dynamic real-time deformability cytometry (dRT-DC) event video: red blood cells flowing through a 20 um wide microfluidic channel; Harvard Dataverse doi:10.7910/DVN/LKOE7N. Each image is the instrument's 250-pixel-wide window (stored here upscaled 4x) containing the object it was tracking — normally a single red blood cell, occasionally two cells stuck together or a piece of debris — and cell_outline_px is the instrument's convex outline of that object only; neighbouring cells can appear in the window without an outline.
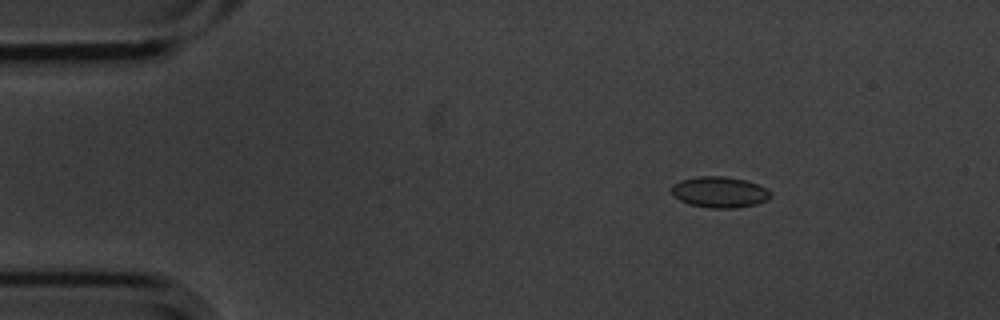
{"species": "common noctule bat (a hibernating species)", "species_latin": "Nyctalus noctula", "temperature_condition": "cold", "stored_images_in_passage": 5, "camera_frame_rate_fps": 3000, "um_per_image_px": 0.085, "animal": {"sex": "male", "body_mass_g": 20.1, "forearm_length_mm": 53.5}, "frame": {"image": 1, "passage_image": 2, "time_ms": 0.333, "image_size_px": [1000, 320], "cell_outline_px": [[772, 196], [768, 200], [756, 204], [736, 208], [712, 208], [688, 204], [680, 200], [672, 192], [672, 184], [680, 180], [696, 176], [724, 176], [744, 180], [768, 188], [772, 192]], "centroid_in_image_um": [61.19, 16.33], "position_along_channel_um": 23.8, "area_um2": 17.98}}
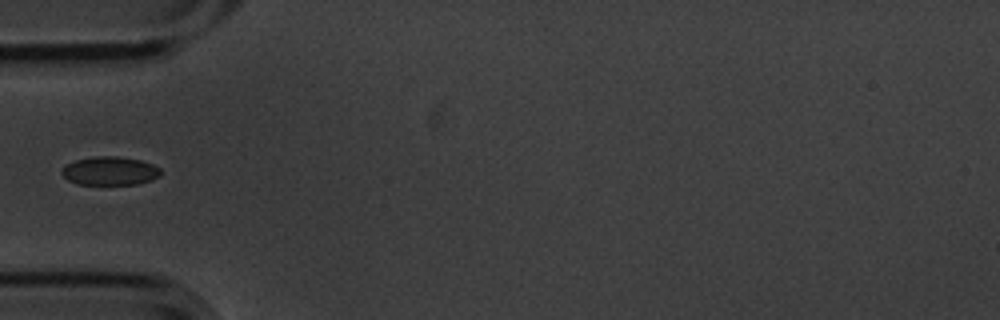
{"frame": {"image": 2, "passage_image": 5, "time_ms": 1.333, "image_size_px": [1000, 320], "cell_outline_px": [[160, 176], [152, 180], [136, 184], [76, 184], [68, 180], [60, 172], [68, 164], [76, 160], [92, 156], [116, 156], [140, 160], [152, 164], [160, 168]], "centroid_in_image_um": [9.35, 14.53], "position_along_channel_um": 75.6, "area_um2": 16.36}}